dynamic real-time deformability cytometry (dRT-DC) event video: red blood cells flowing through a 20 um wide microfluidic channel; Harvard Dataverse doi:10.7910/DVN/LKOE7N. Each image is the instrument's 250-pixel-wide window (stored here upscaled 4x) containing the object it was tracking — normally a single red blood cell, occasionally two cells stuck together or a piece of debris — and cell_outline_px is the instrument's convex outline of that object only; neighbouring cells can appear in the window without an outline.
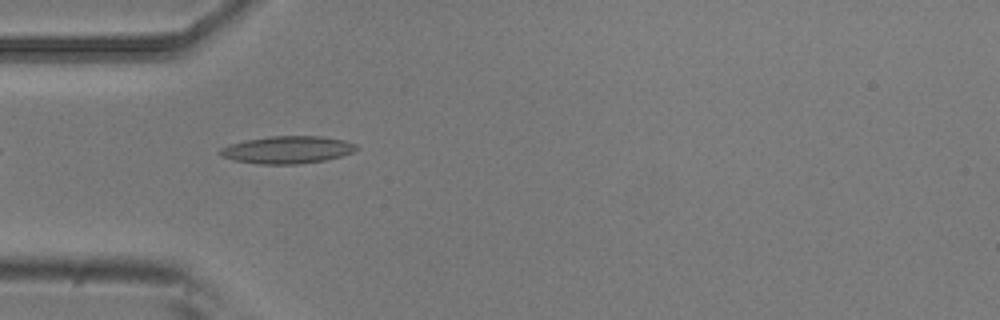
{"species": "common noctule bat (a hibernating species)", "species_latin": "Nyctalus noctula", "temperature_condition": "room temperature", "stored_images_in_passage": 2, "camera_frame_rate_fps": 3000, "um_per_image_px": 0.085, "animal": {"sex": "male", "body_mass_g": 20.5, "forearm_length_mm": 52.5}, "frame": {"image": 1, "passage_image": 1, "time_ms": 0.0, "image_size_px": [1000, 320], "cell_outline_px": [[360, 148], [352, 152], [340, 156], [324, 160], [300, 164], [260, 164], [236, 160], [224, 156], [216, 152], [220, 148], [228, 144], [244, 140], [268, 136], [320, 136], [344, 140], [356, 144]], "centroid_in_image_um": [24.42, 12.72], "position_along_channel_um": 60.6, "area_um2": 21.79}}
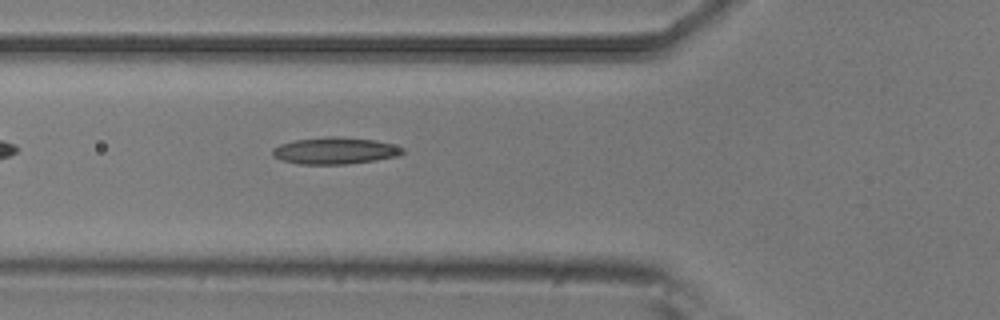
{"frame": {"image": 2, "passage_image": 2, "time_ms": 0.333, "image_size_px": [1000, 320], "cell_outline_px": [[404, 152], [400, 156], [376, 160], [348, 164], [300, 164], [280, 160], [272, 156], [272, 148], [280, 144], [296, 140], [332, 136], [336, 136], [376, 140], [392, 144], [404, 148]], "centroid_in_image_um": [28.48, 12.81], "position_along_channel_um": 97.3, "area_um2": 20.4}}